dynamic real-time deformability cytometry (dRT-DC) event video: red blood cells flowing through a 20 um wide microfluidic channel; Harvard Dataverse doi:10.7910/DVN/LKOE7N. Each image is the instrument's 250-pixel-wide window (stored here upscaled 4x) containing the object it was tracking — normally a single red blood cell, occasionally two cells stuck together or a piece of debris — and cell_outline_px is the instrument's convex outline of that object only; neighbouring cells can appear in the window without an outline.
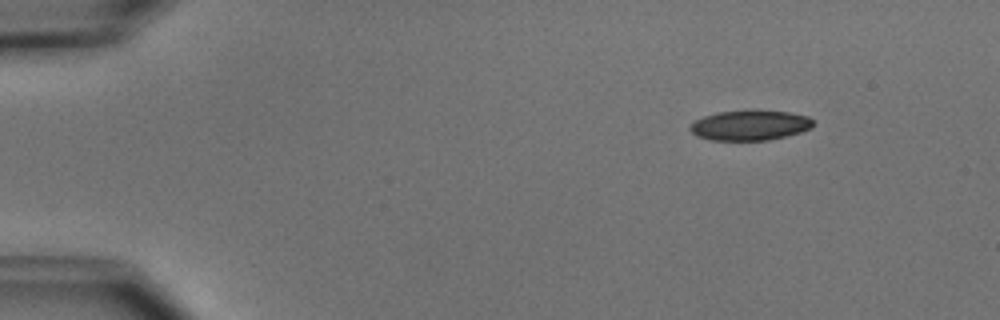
{"species": "common noctule bat (a hibernating species)", "species_latin": "Nyctalus noctula", "temperature_condition": "cold", "stored_images_in_passage": 4, "camera_frame_rate_fps": 3000, "um_per_image_px": 0.085, "animal": {"sex": "male", "body_mass_g": 15.6}, "frame": {"image": 1, "passage_image": 2, "time_ms": 1.0, "image_size_px": [1000, 320], "cell_outline_px": [[812, 128], [800, 132], [768, 140], [712, 140], [696, 136], [688, 128], [696, 120], [704, 116], [716, 112], [752, 108], [756, 108], [788, 112], [808, 116], [812, 120]], "centroid_in_image_um": [63.73, 10.61], "position_along_channel_um": 21.3, "area_um2": 22.02}}